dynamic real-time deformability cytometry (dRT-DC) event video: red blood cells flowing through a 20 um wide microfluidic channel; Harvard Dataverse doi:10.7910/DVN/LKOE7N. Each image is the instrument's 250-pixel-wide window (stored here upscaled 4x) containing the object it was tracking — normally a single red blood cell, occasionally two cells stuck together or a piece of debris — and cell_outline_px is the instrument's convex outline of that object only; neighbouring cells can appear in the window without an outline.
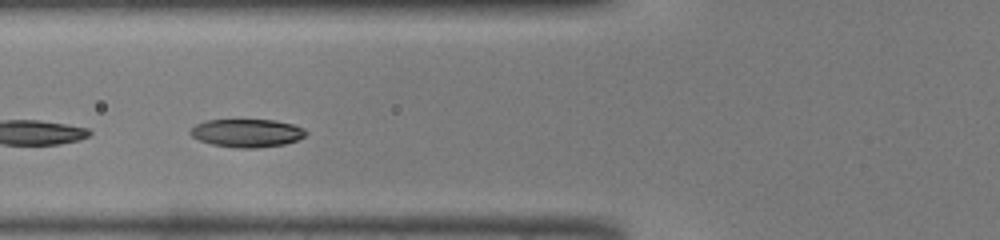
{"species": "common noctule bat (a hibernating species)", "species_latin": "Nyctalus noctula", "temperature_condition": "warm", "stored_images_in_passage": 17, "camera_frame_rate_fps": 3000, "um_per_image_px": 0.085, "animal": {"sex": "male", "body_mass_g": 19.0, "forearm_length_mm": 50.8}, "frame": {"image": 1, "passage_image": 6, "time_ms": 1.667, "image_size_px": [1000, 240], "cell_outline_px": [[308, 132], [304, 136], [296, 140], [284, 144], [256, 148], [236, 148], [212, 144], [200, 140], [192, 136], [188, 132], [196, 124], [208, 120], [272, 120], [292, 124], [304, 128]], "centroid_in_image_um": [20.99, 11.31], "position_along_channel_um": 104.8, "area_um2": 18.79}}